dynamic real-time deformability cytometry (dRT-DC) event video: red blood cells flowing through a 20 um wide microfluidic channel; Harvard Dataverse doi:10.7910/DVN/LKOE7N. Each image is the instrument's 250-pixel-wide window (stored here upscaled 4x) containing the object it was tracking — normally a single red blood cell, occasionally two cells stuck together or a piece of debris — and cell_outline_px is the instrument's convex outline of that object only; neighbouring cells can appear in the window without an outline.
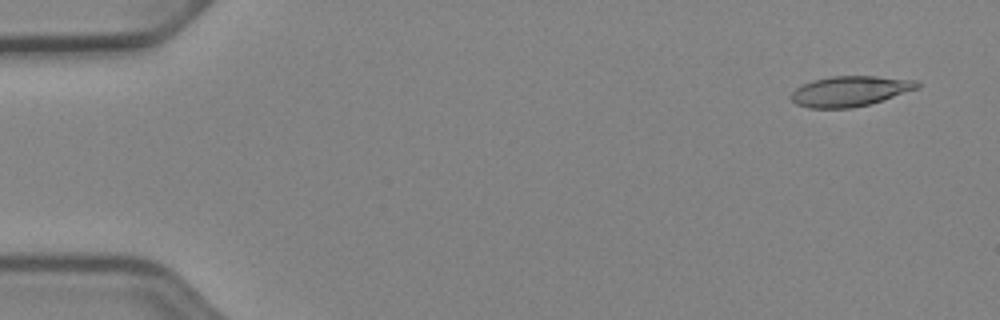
{"species": "Egyptian fruit bat (a non-hibernating species)", "species_latin": "Rousettus aegyptiacus", "temperature_condition": "cold", "stored_images_in_passage": 52, "camera_frame_rate_fps": 3000, "um_per_image_px": 0.085, "animal": {"sex": "female"}, "frame": {"image": 1, "passage_image": 3, "time_ms": 0.667, "image_size_px": [1000, 320], "cell_outline_px": [[920, 88], [868, 104], [852, 108], [808, 108], [796, 104], [788, 96], [796, 88], [812, 80], [832, 76], [876, 76], [920, 80]], "centroid_in_image_um": [72.26, 7.74], "position_along_channel_um": 12.7, "area_um2": 22.37}}
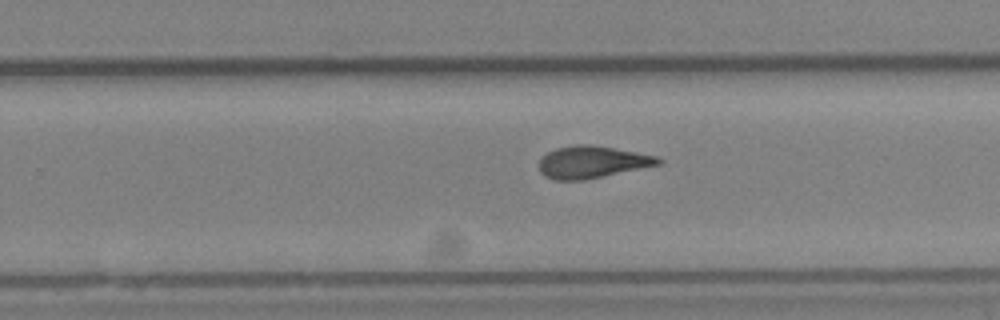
{"frame": {"image": 2, "passage_image": 33, "time_ms": 10.667, "image_size_px": [1000, 320], "cell_outline_px": [[664, 160], [660, 164], [584, 180], [556, 180], [544, 176], [540, 172], [540, 160], [548, 152], [556, 148], [576, 144], [588, 144], [660, 156]], "centroid_in_image_um": [50.34, 13.77], "position_along_channel_um": 279.5, "area_um2": 22.14}}
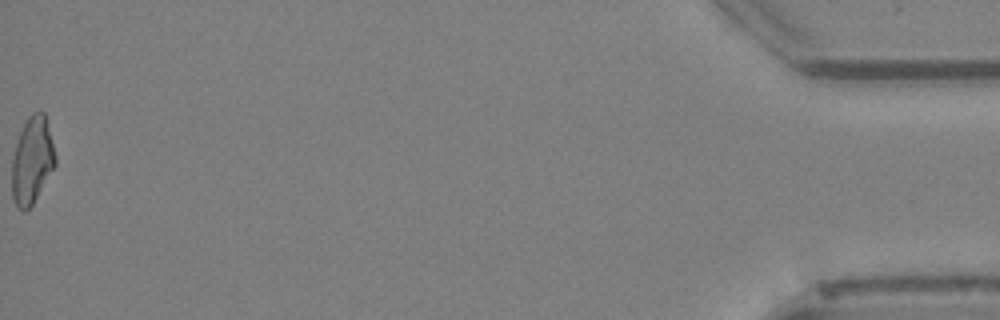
{"frame": {"image": 3, "passage_image": 52, "time_ms": 17.0, "image_size_px": [1000, 320], "cell_outline_px": [[56, 164], [32, 204], [24, 212], [16, 208], [12, 196], [12, 156], [20, 132], [28, 116], [32, 112], [44, 112], [56, 156]], "centroid_in_image_um": [2.71, 13.65], "position_along_channel_um": 432.5, "area_um2": 21.79}, "authors_computed_cell_mechanics": {"area_um2": 22.2819, "velocity_mm_per_s": 3.9648, "shape_relaxation_time_tau1_ms": null, "shape_relaxation_time_tau2_ms": 4.6524, "deformation_change_tau1": null, "deformation_change_tau2": 0.1296}}